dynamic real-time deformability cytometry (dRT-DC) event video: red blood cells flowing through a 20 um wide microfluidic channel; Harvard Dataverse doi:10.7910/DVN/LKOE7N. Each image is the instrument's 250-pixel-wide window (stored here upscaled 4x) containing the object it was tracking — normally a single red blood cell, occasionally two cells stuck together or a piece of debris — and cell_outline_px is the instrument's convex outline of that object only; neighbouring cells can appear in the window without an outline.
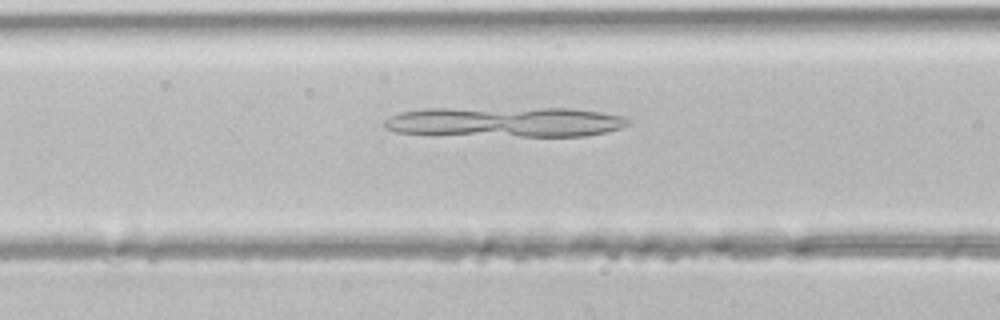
{"species": "common noctule bat (a hibernating species)", "species_latin": "Nyctalus noctula", "temperature_condition": "room temperature", "stored_images_in_passage": 28, "camera_frame_rate_fps": 3000, "um_per_image_px": 0.085, "animal": {"sex": "male", "body_mass_g": 21.5, "forearm_length_mm": 52.0}, "frame": {"image": 1, "passage_image": 5, "time_ms": 1.333, "image_size_px": [1000, 320], "cell_outline_px": [[632, 124], [608, 132], [584, 136], [520, 136], [396, 132], [384, 128], [384, 120], [400, 112], [424, 108], [572, 108], [600, 112], [624, 116], [632, 120]], "centroid_in_image_um": [43.04, 10.35], "position_along_channel_um": 123.6, "area_um2": 42.83}}
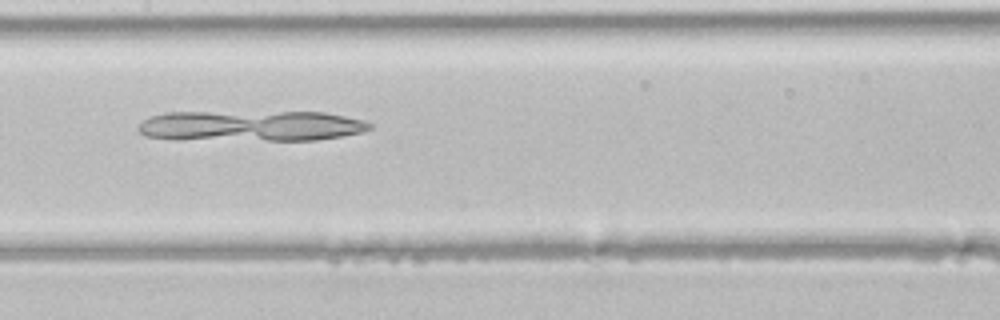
{"frame": {"image": 2, "passage_image": 9, "time_ms": 2.667, "image_size_px": [1000, 320], "cell_outline_px": [[372, 128], [360, 132], [340, 136], [316, 140], [268, 140], [144, 136], [136, 128], [144, 120], [152, 116], [168, 112], [324, 112], [364, 120], [372, 124]], "centroid_in_image_um": [21.44, 10.67], "position_along_channel_um": 186.0, "area_um2": 40.4}}
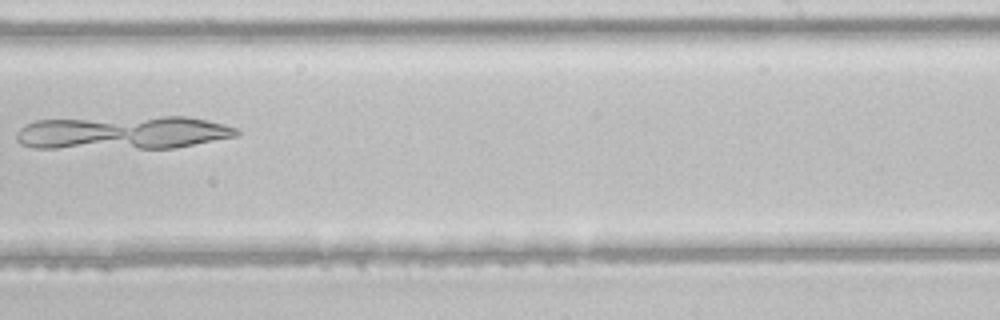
{"frame": {"image": 3, "passage_image": 15, "time_ms": 4.667, "image_size_px": [1000, 320], "cell_outline_px": [[240, 132], [236, 136], [172, 148], [32, 148], [20, 144], [16, 140], [16, 132], [24, 124], [36, 120], [160, 116], [188, 116], [224, 124], [236, 128]], "centroid_in_image_um": [10.38, 11.27], "position_along_channel_um": 278.6, "area_um2": 42.95}}